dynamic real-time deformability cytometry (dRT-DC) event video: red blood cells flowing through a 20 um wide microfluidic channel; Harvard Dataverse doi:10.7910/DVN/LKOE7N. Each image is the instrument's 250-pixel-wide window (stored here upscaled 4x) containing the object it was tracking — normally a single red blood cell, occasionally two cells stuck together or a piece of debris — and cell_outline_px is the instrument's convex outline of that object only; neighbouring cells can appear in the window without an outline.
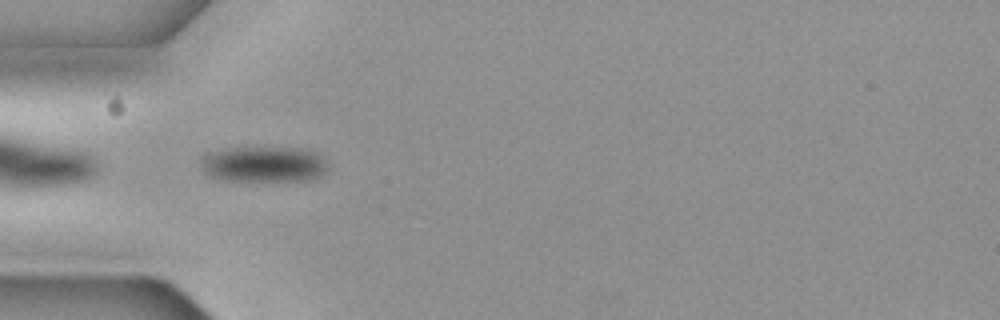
{"species": "common noctule bat (a hibernating species)", "species_latin": "Nyctalus noctula", "temperature_condition": "cold", "stored_images_in_passage": 40, "camera_frame_rate_fps": 3000, "um_per_image_px": 0.085, "animal": {"sex": "female", "body_mass_g": 19.3, "forearm_length_mm": 54.1}, "frame": {"image": 1, "passage_image": 1, "time_ms": 0.0, "image_size_px": [1000, 320], "cell_outline_px": [[328, 172], [312, 180], [224, 180], [208, 176], [204, 172], [204, 156], [208, 152], [224, 148], [300, 148], [316, 152], [328, 164]], "centroid_in_image_um": [22.48, 13.96], "position_along_channel_um": 62.5, "area_um2": 26.3}}
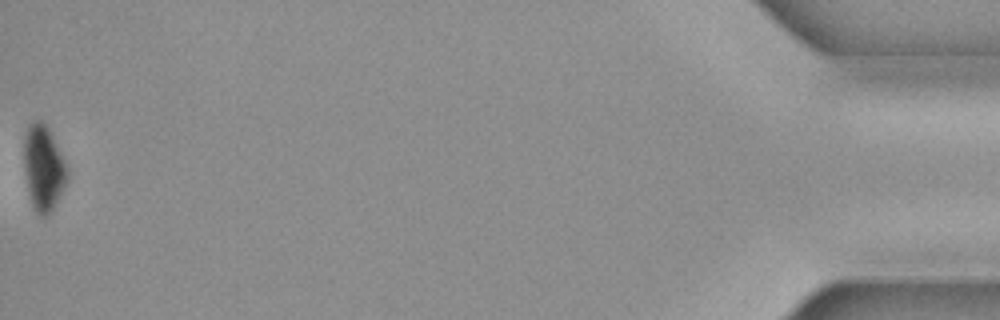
{"frame": {"image": 2, "passage_image": 40, "time_ms": 13.0, "image_size_px": [1000, 320], "cell_outline_px": [[68, 180], [52, 212], [48, 216], [40, 216], [36, 212], [32, 204], [28, 188], [24, 168], [24, 136], [28, 124], [36, 120], [40, 120], [48, 128], [68, 168]], "centroid_in_image_um": [3.7, 14.3], "position_along_channel_um": 431.5, "area_um2": 21.5}, "authors_computed_cell_mechanics": {"area_um2": 26.2701, "velocity_mm_per_s": 3.6726, "shape_relaxation_time_tau1_ms": 1.6382, "shape_relaxation_time_tau2_ms": null, "deformation_change_tau1": 0.0617, "deformation_change_tau2": null}}